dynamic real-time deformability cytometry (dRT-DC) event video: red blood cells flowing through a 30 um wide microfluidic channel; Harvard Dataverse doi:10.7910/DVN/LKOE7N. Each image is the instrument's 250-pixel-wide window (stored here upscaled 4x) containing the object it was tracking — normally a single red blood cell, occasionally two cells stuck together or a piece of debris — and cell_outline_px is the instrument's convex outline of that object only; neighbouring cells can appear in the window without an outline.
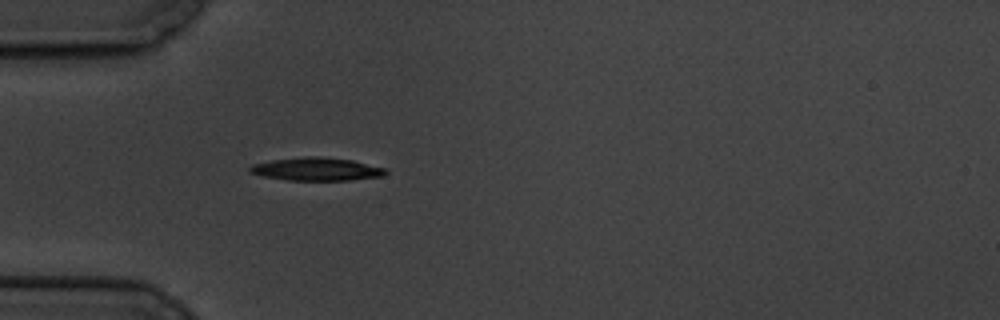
{"species": "common noctule bat (a hibernating species)", "species_latin": "Nyctalus noctula", "temperature_condition": "cold", "stored_images_in_passage": 1, "camera_frame_rate_fps": 3000, "um_per_image_px": 0.085, "animal": {"sex": "male", "body_mass_g": 19.5, "forearm_length_mm": 54.6}, "frame": {"image": 1, "passage_image": 1, "time_ms": 0.0, "image_size_px": [1000, 320], "cell_outline_px": [[388, 172], [384, 176], [348, 180], [288, 180], [264, 176], [248, 172], [248, 168], [252, 164], [272, 160], [304, 156], [320, 156], [352, 160], [388, 168]], "centroid_in_image_um": [26.94, 14.37], "position_along_channel_um": 58.1, "area_um2": 18.38}}